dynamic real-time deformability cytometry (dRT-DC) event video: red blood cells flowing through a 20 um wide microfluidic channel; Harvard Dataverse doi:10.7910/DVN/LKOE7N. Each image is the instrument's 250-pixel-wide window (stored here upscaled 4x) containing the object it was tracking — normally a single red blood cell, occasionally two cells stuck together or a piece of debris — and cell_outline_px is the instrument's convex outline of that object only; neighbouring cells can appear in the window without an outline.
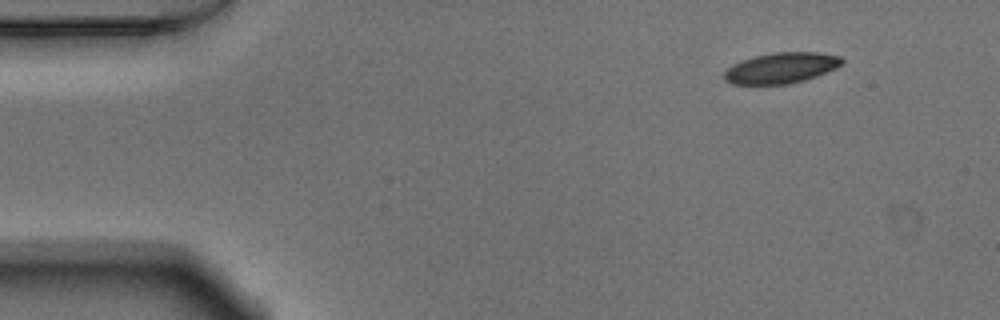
{"species": "Egyptian fruit bat (a non-hibernating species)", "species_latin": "Rousettus aegyptiacus", "temperature_condition": "warm", "stored_images_in_passage": 49, "segment_of_instrument_passage": [1, 2], "camera_frame_rate_fps": 3000, "um_per_image_px": 0.085, "animal": {"sex": "male"}, "frame": {"image": 1, "passage_image": 1, "time_ms": 0.0, "image_size_px": [1000, 320], "cell_outline_px": [[844, 64], [836, 68], [816, 76], [804, 80], [788, 84], [732, 84], [724, 80], [724, 72], [732, 64], [740, 60], [752, 56], [776, 52], [820, 52], [840, 56], [844, 60]], "centroid_in_image_um": [66.4, 5.76], "position_along_channel_um": 18.6, "area_um2": 21.27}}
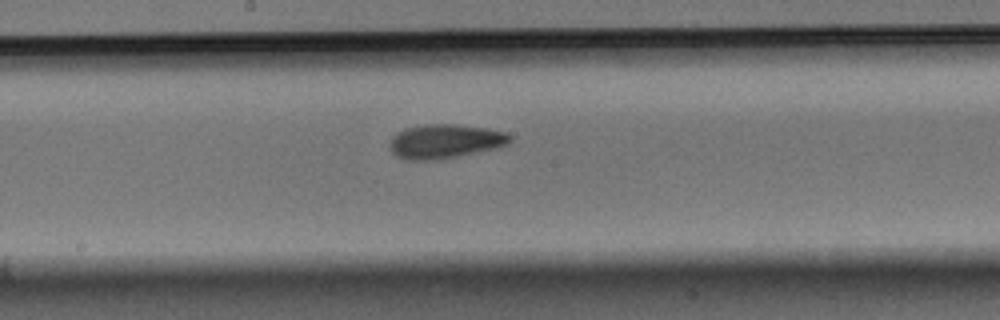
{"frame": {"image": 2, "passage_image": 23, "time_ms": 7.333, "image_size_px": [1000, 320], "cell_outline_px": [[512, 140], [508, 144], [496, 148], [436, 160], [404, 160], [396, 156], [392, 152], [392, 136], [404, 128], [424, 124], [456, 124], [488, 128], [504, 132], [512, 136]], "centroid_in_image_um": [37.84, 12.0], "position_along_channel_um": 210.4, "area_um2": 23.87}}
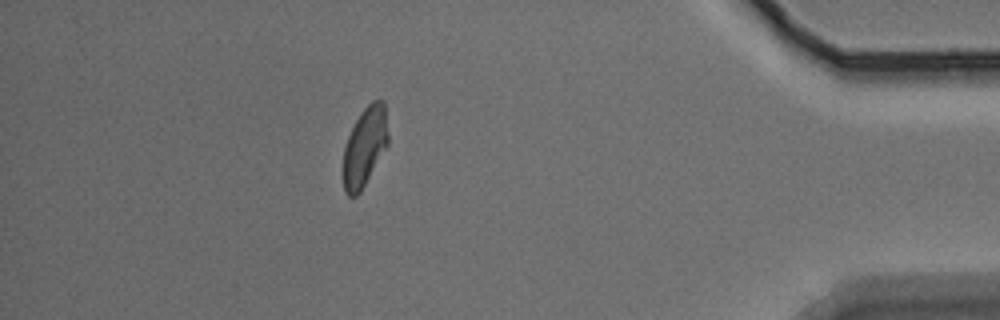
{"frame": {"image": 3, "passage_image": 42, "time_ms": 13.667, "image_size_px": [1000, 320], "cell_outline_px": [[388, 144], [360, 192], [356, 196], [348, 196], [344, 192], [344, 148], [348, 136], [356, 120], [364, 108], [372, 100], [380, 96], [384, 100], [388, 136]], "centroid_in_image_um": [31.02, 12.42], "position_along_channel_um": 404.2, "area_um2": 20.52}}